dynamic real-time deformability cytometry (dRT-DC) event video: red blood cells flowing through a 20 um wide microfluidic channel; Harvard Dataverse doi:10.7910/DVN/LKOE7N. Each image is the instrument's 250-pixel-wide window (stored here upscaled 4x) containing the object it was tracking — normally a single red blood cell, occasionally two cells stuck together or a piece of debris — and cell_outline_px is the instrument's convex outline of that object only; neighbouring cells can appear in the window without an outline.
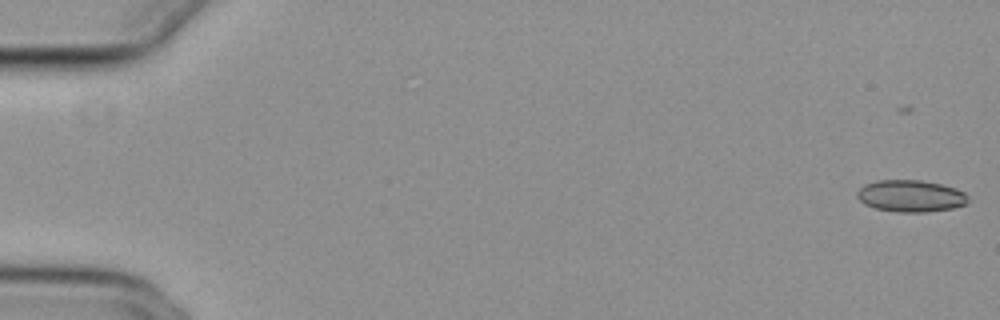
{"species": "common noctule bat (a hibernating species)", "species_latin": "Nyctalus noctula", "temperature_condition": "cold", "stored_images_in_passage": 48, "camera_frame_rate_fps": 3000, "um_per_image_px": 0.085, "animal": {"sex": "female", "body_mass_g": 29.2, "forearm_length_mm": 56.3}, "frame": {"image": 1, "passage_image": 1, "time_ms": 0.0, "image_size_px": [1000, 320], "cell_outline_px": [[968, 200], [964, 204], [952, 208], [928, 212], [896, 212], [876, 208], [864, 204], [856, 196], [856, 192], [864, 184], [876, 180], [920, 180], [940, 184], [956, 188], [964, 192], [968, 196]], "centroid_in_image_um": [77.38, 16.65], "position_along_channel_um": 7.6, "area_um2": 20.63}}
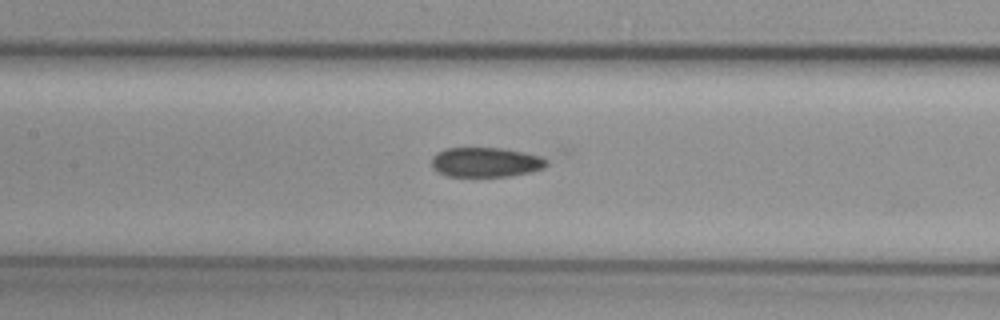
{"frame": {"image": 2, "passage_image": 26, "time_ms": 8.333, "image_size_px": [1000, 320], "cell_outline_px": [[572, 148], [568, 152], [544, 168], [532, 172], [512, 176], [448, 176], [436, 172], [432, 168], [432, 156], [436, 152], [444, 148]], "centroid_in_image_um": [41.98, 13.68], "position_along_channel_um": 165.4, "area_um2": 23.35}}
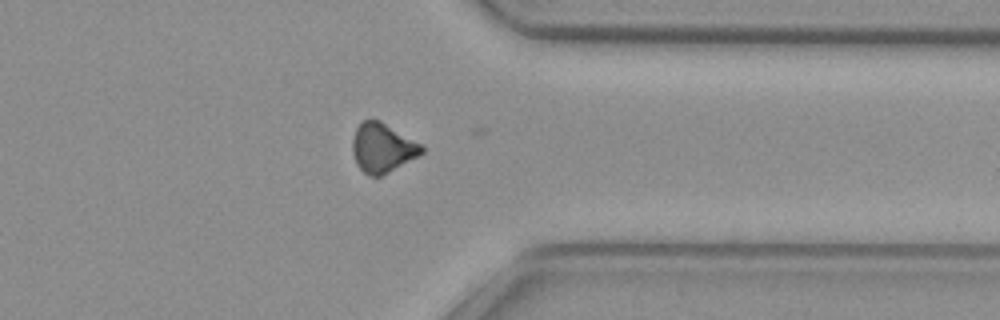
{"frame": {"image": 3, "passage_image": 43, "time_ms": 14.0, "image_size_px": [1000, 320], "cell_outline_px": [[424, 152], [388, 172], [380, 176], [368, 176], [356, 164], [352, 152], [352, 140], [356, 128], [364, 120], [380, 120], [424, 144]], "centroid_in_image_um": [32.51, 12.55], "position_along_channel_um": 378.9, "area_um2": 19.88}, "authors_computed_cell_mechanics": {"area_um2": 20.3167, "velocity_mm_per_s": 3.8439, "shape_relaxation_time_tau1_ms": null, "shape_relaxation_time_tau2_ms": 7.9931, "deformation_change_tau1": null, "deformation_change_tau2": 0.117}}